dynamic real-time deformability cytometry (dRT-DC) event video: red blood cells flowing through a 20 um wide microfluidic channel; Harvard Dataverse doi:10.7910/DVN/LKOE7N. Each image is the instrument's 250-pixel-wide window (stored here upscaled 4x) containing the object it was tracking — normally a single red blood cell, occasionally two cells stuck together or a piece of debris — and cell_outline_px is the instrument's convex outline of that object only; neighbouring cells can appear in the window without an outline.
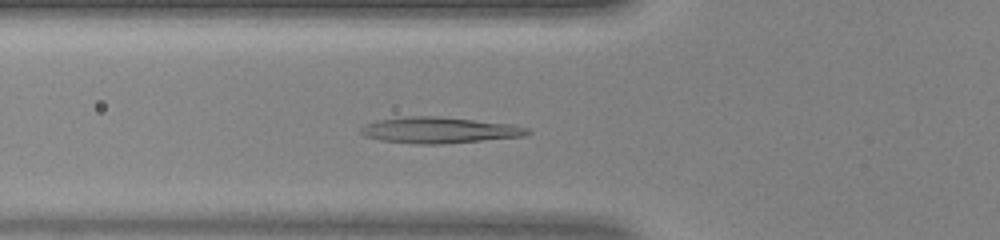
{"species": "human", "species_latin": "Homo sapiens", "temperature_condition": "warm", "stored_images_in_passage": 42, "camera_frame_rate_fps": 3000, "um_per_image_px": 0.085, "donor": {"sex": "female"}, "frame": {"image": 1, "passage_image": 13, "time_ms": 4.0, "image_size_px": [1000, 240], "cell_outline_px": [[532, 132], [524, 136], [440, 144], [416, 144], [380, 140], [364, 136], [360, 132], [360, 128], [364, 124], [376, 120], [404, 116], [432, 116], [512, 124], [528, 128]], "centroid_in_image_um": [37.28, 11.06], "position_along_channel_um": 88.5, "area_um2": 25.2}}
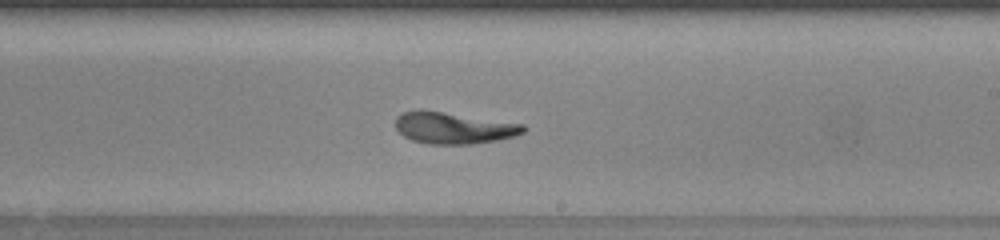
{"frame": {"image": 2, "passage_image": 24, "time_ms": 7.667, "image_size_px": [1000, 240], "cell_outline_px": [[524, 132], [516, 136], [496, 140], [472, 144], [428, 144], [412, 140], [404, 136], [396, 128], [396, 116], [404, 112], [420, 108], [524, 124]], "centroid_in_image_um": [38.53, 10.86], "position_along_channel_um": 250.5, "area_um2": 23.64}}